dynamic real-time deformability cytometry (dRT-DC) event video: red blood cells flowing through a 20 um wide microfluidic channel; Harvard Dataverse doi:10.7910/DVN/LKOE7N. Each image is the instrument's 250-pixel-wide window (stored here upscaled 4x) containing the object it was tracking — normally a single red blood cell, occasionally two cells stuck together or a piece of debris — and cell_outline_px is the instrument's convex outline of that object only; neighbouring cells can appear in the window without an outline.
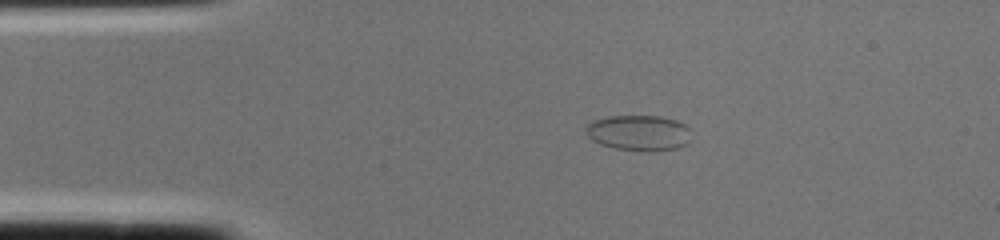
{"species": "common noctule bat (a hibernating species)", "species_latin": "Nyctalus noctula", "temperature_condition": "cold", "stored_images_in_passage": 1, "camera_frame_rate_fps": 3000, "um_per_image_px": 0.085, "animal": {"sex": "female", "body_mass_g": 22.0, "forearm_length_mm": 56.7}, "frame": {"image": 1, "passage_image": 1, "time_ms": 0.0, "image_size_px": [1000, 240], "cell_outline_px": [[692, 128], [688, 144], [676, 148], [652, 152], [644, 152], [612, 148], [600, 144], [592, 140], [588, 136], [584, 128], [592, 120], [608, 116], [660, 116], [676, 120]], "centroid_in_image_um": [54.31, 11.3], "position_along_channel_um": 30.7, "area_um2": 22.37}}